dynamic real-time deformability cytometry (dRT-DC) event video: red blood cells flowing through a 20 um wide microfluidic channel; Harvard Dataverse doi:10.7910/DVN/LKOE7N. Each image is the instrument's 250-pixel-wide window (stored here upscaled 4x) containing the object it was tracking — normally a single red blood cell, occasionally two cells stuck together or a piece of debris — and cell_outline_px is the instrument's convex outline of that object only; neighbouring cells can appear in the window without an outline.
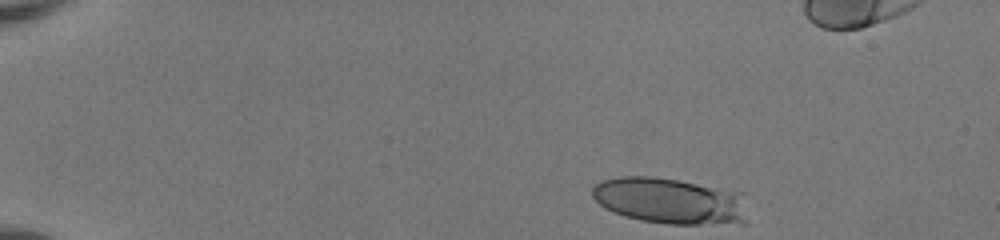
{"species": "human", "species_latin": "Homo sapiens", "temperature_condition": "room temperature", "stored_images_in_passage": 13, "camera_frame_rate_fps": 3000, "um_per_image_px": 0.085, "donor": {"sex": "female"}, "frame": {"image": 1, "passage_image": 1, "time_ms": 0.0, "image_size_px": [1000, 240], "cell_outline_px": [[744, 224], [668, 224], [640, 220], [624, 216], [604, 208], [592, 196], [592, 188], [600, 180], [620, 176], [652, 176], [676, 180], [744, 192]], "centroid_in_image_um": [56.93, 17.07], "position_along_channel_um": 28.1, "area_um2": 41.96}}